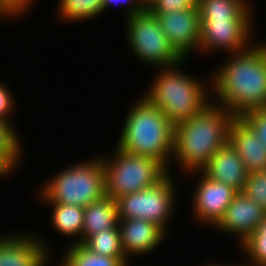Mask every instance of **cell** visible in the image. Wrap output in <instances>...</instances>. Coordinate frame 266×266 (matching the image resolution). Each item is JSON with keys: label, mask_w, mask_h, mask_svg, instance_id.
Masks as SVG:
<instances>
[{"label": "cell", "mask_w": 266, "mask_h": 266, "mask_svg": "<svg viewBox=\"0 0 266 266\" xmlns=\"http://www.w3.org/2000/svg\"><path fill=\"white\" fill-rule=\"evenodd\" d=\"M198 6V0H155L148 10L152 13L174 12Z\"/></svg>", "instance_id": "obj_27"}, {"label": "cell", "mask_w": 266, "mask_h": 266, "mask_svg": "<svg viewBox=\"0 0 266 266\" xmlns=\"http://www.w3.org/2000/svg\"><path fill=\"white\" fill-rule=\"evenodd\" d=\"M44 245L33 235L1 236L0 266H46L50 254Z\"/></svg>", "instance_id": "obj_12"}, {"label": "cell", "mask_w": 266, "mask_h": 266, "mask_svg": "<svg viewBox=\"0 0 266 266\" xmlns=\"http://www.w3.org/2000/svg\"><path fill=\"white\" fill-rule=\"evenodd\" d=\"M171 47L185 60L193 49L198 50L201 22L198 6L174 12L153 13Z\"/></svg>", "instance_id": "obj_10"}, {"label": "cell", "mask_w": 266, "mask_h": 266, "mask_svg": "<svg viewBox=\"0 0 266 266\" xmlns=\"http://www.w3.org/2000/svg\"><path fill=\"white\" fill-rule=\"evenodd\" d=\"M118 227L121 247L127 260L134 254L150 253L166 235L158 224L143 219H119Z\"/></svg>", "instance_id": "obj_14"}, {"label": "cell", "mask_w": 266, "mask_h": 266, "mask_svg": "<svg viewBox=\"0 0 266 266\" xmlns=\"http://www.w3.org/2000/svg\"><path fill=\"white\" fill-rule=\"evenodd\" d=\"M183 62L185 61L161 68L149 90L143 95L175 126L201 113L212 103L207 98L210 92L208 93L206 84L178 69Z\"/></svg>", "instance_id": "obj_4"}, {"label": "cell", "mask_w": 266, "mask_h": 266, "mask_svg": "<svg viewBox=\"0 0 266 266\" xmlns=\"http://www.w3.org/2000/svg\"><path fill=\"white\" fill-rule=\"evenodd\" d=\"M234 118L214 101L201 113L175 126L173 158L185 173L201 171L229 141V128Z\"/></svg>", "instance_id": "obj_2"}, {"label": "cell", "mask_w": 266, "mask_h": 266, "mask_svg": "<svg viewBox=\"0 0 266 266\" xmlns=\"http://www.w3.org/2000/svg\"><path fill=\"white\" fill-rule=\"evenodd\" d=\"M242 193L266 210V170L248 174Z\"/></svg>", "instance_id": "obj_25"}, {"label": "cell", "mask_w": 266, "mask_h": 266, "mask_svg": "<svg viewBox=\"0 0 266 266\" xmlns=\"http://www.w3.org/2000/svg\"><path fill=\"white\" fill-rule=\"evenodd\" d=\"M18 134L11 123L0 120V177L8 175L19 166L22 149Z\"/></svg>", "instance_id": "obj_20"}, {"label": "cell", "mask_w": 266, "mask_h": 266, "mask_svg": "<svg viewBox=\"0 0 266 266\" xmlns=\"http://www.w3.org/2000/svg\"><path fill=\"white\" fill-rule=\"evenodd\" d=\"M82 244L90 251L101 256L127 258L121 247L118 226L91 235Z\"/></svg>", "instance_id": "obj_22"}, {"label": "cell", "mask_w": 266, "mask_h": 266, "mask_svg": "<svg viewBox=\"0 0 266 266\" xmlns=\"http://www.w3.org/2000/svg\"><path fill=\"white\" fill-rule=\"evenodd\" d=\"M35 0H0V18L21 16Z\"/></svg>", "instance_id": "obj_28"}, {"label": "cell", "mask_w": 266, "mask_h": 266, "mask_svg": "<svg viewBox=\"0 0 266 266\" xmlns=\"http://www.w3.org/2000/svg\"><path fill=\"white\" fill-rule=\"evenodd\" d=\"M52 208V224L56 230L67 236H79L72 243H82L84 207L60 203H46ZM79 238V239H78Z\"/></svg>", "instance_id": "obj_19"}, {"label": "cell", "mask_w": 266, "mask_h": 266, "mask_svg": "<svg viewBox=\"0 0 266 266\" xmlns=\"http://www.w3.org/2000/svg\"><path fill=\"white\" fill-rule=\"evenodd\" d=\"M58 4V16L62 20L83 21L103 13L100 0H60Z\"/></svg>", "instance_id": "obj_23"}, {"label": "cell", "mask_w": 266, "mask_h": 266, "mask_svg": "<svg viewBox=\"0 0 266 266\" xmlns=\"http://www.w3.org/2000/svg\"><path fill=\"white\" fill-rule=\"evenodd\" d=\"M41 188V201L86 207L106 195L102 158L71 165Z\"/></svg>", "instance_id": "obj_5"}, {"label": "cell", "mask_w": 266, "mask_h": 266, "mask_svg": "<svg viewBox=\"0 0 266 266\" xmlns=\"http://www.w3.org/2000/svg\"><path fill=\"white\" fill-rule=\"evenodd\" d=\"M200 22L201 38L198 49L203 52L224 49V51L234 54L245 51L252 46L249 41H251L250 37H252V30L254 29L253 20Z\"/></svg>", "instance_id": "obj_9"}, {"label": "cell", "mask_w": 266, "mask_h": 266, "mask_svg": "<svg viewBox=\"0 0 266 266\" xmlns=\"http://www.w3.org/2000/svg\"><path fill=\"white\" fill-rule=\"evenodd\" d=\"M115 149L112 159L102 157L106 195L114 200L149 188L168 173L160 162L149 156L131 154L117 146Z\"/></svg>", "instance_id": "obj_6"}, {"label": "cell", "mask_w": 266, "mask_h": 266, "mask_svg": "<svg viewBox=\"0 0 266 266\" xmlns=\"http://www.w3.org/2000/svg\"><path fill=\"white\" fill-rule=\"evenodd\" d=\"M240 246L250 258L246 266H266V216Z\"/></svg>", "instance_id": "obj_24"}, {"label": "cell", "mask_w": 266, "mask_h": 266, "mask_svg": "<svg viewBox=\"0 0 266 266\" xmlns=\"http://www.w3.org/2000/svg\"><path fill=\"white\" fill-rule=\"evenodd\" d=\"M168 172L155 185L126 194L116 200L119 219H143L158 224L167 233V224L176 202V185Z\"/></svg>", "instance_id": "obj_8"}, {"label": "cell", "mask_w": 266, "mask_h": 266, "mask_svg": "<svg viewBox=\"0 0 266 266\" xmlns=\"http://www.w3.org/2000/svg\"><path fill=\"white\" fill-rule=\"evenodd\" d=\"M229 142L240 155L249 174L266 170L265 145L240 117H235L230 124Z\"/></svg>", "instance_id": "obj_16"}, {"label": "cell", "mask_w": 266, "mask_h": 266, "mask_svg": "<svg viewBox=\"0 0 266 266\" xmlns=\"http://www.w3.org/2000/svg\"><path fill=\"white\" fill-rule=\"evenodd\" d=\"M11 93L12 92L0 82V120H4L8 123L10 120L9 115L14 112L13 108L15 107L14 97Z\"/></svg>", "instance_id": "obj_29"}, {"label": "cell", "mask_w": 266, "mask_h": 266, "mask_svg": "<svg viewBox=\"0 0 266 266\" xmlns=\"http://www.w3.org/2000/svg\"><path fill=\"white\" fill-rule=\"evenodd\" d=\"M118 207L116 200L105 195L84 207L82 243L91 235L118 226Z\"/></svg>", "instance_id": "obj_17"}, {"label": "cell", "mask_w": 266, "mask_h": 266, "mask_svg": "<svg viewBox=\"0 0 266 266\" xmlns=\"http://www.w3.org/2000/svg\"><path fill=\"white\" fill-rule=\"evenodd\" d=\"M201 172L212 180L225 183L242 192L248 172L240 155L228 141L206 163Z\"/></svg>", "instance_id": "obj_15"}, {"label": "cell", "mask_w": 266, "mask_h": 266, "mask_svg": "<svg viewBox=\"0 0 266 266\" xmlns=\"http://www.w3.org/2000/svg\"><path fill=\"white\" fill-rule=\"evenodd\" d=\"M266 216V210L252 199L239 192L216 225L222 232L237 235L242 243ZM240 237V238H239Z\"/></svg>", "instance_id": "obj_13"}, {"label": "cell", "mask_w": 266, "mask_h": 266, "mask_svg": "<svg viewBox=\"0 0 266 266\" xmlns=\"http://www.w3.org/2000/svg\"><path fill=\"white\" fill-rule=\"evenodd\" d=\"M240 118L253 130L260 143L266 148V108L250 110Z\"/></svg>", "instance_id": "obj_26"}, {"label": "cell", "mask_w": 266, "mask_h": 266, "mask_svg": "<svg viewBox=\"0 0 266 266\" xmlns=\"http://www.w3.org/2000/svg\"><path fill=\"white\" fill-rule=\"evenodd\" d=\"M203 266H204V265H203ZM205 266H233V265H229V264H228V265H227V264L224 265V264H219V263H216V264H210V263H209L208 265H205ZM236 266H237V265H236ZM239 266H240V265H239ZM241 266H246V265H241Z\"/></svg>", "instance_id": "obj_31"}, {"label": "cell", "mask_w": 266, "mask_h": 266, "mask_svg": "<svg viewBox=\"0 0 266 266\" xmlns=\"http://www.w3.org/2000/svg\"><path fill=\"white\" fill-rule=\"evenodd\" d=\"M263 43L232 54L212 74L210 90L216 93L218 103L215 104L223 106L234 117L266 108V42Z\"/></svg>", "instance_id": "obj_1"}, {"label": "cell", "mask_w": 266, "mask_h": 266, "mask_svg": "<svg viewBox=\"0 0 266 266\" xmlns=\"http://www.w3.org/2000/svg\"><path fill=\"white\" fill-rule=\"evenodd\" d=\"M103 6V12L105 9L109 8V6L115 4H129L128 10L126 11V18L131 15L137 14L140 11L148 10V7L143 3L142 0H100Z\"/></svg>", "instance_id": "obj_30"}, {"label": "cell", "mask_w": 266, "mask_h": 266, "mask_svg": "<svg viewBox=\"0 0 266 266\" xmlns=\"http://www.w3.org/2000/svg\"><path fill=\"white\" fill-rule=\"evenodd\" d=\"M135 103L126 115L117 147L131 154L149 156L169 172L168 159L173 156L175 125L145 97Z\"/></svg>", "instance_id": "obj_3"}, {"label": "cell", "mask_w": 266, "mask_h": 266, "mask_svg": "<svg viewBox=\"0 0 266 266\" xmlns=\"http://www.w3.org/2000/svg\"><path fill=\"white\" fill-rule=\"evenodd\" d=\"M142 1L147 7H149L155 0H142Z\"/></svg>", "instance_id": "obj_32"}, {"label": "cell", "mask_w": 266, "mask_h": 266, "mask_svg": "<svg viewBox=\"0 0 266 266\" xmlns=\"http://www.w3.org/2000/svg\"><path fill=\"white\" fill-rule=\"evenodd\" d=\"M126 27L129 49L143 62L163 68L184 60L171 47L160 22L149 10L129 16Z\"/></svg>", "instance_id": "obj_7"}, {"label": "cell", "mask_w": 266, "mask_h": 266, "mask_svg": "<svg viewBox=\"0 0 266 266\" xmlns=\"http://www.w3.org/2000/svg\"><path fill=\"white\" fill-rule=\"evenodd\" d=\"M195 188L193 214L199 221L216 226L222 219L227 207L239 193L222 182L205 176L202 172Z\"/></svg>", "instance_id": "obj_11"}, {"label": "cell", "mask_w": 266, "mask_h": 266, "mask_svg": "<svg viewBox=\"0 0 266 266\" xmlns=\"http://www.w3.org/2000/svg\"><path fill=\"white\" fill-rule=\"evenodd\" d=\"M63 257L65 266H126L127 258L106 257L96 254L82 243H72Z\"/></svg>", "instance_id": "obj_21"}, {"label": "cell", "mask_w": 266, "mask_h": 266, "mask_svg": "<svg viewBox=\"0 0 266 266\" xmlns=\"http://www.w3.org/2000/svg\"><path fill=\"white\" fill-rule=\"evenodd\" d=\"M248 0H198L200 21L252 20Z\"/></svg>", "instance_id": "obj_18"}]
</instances>
